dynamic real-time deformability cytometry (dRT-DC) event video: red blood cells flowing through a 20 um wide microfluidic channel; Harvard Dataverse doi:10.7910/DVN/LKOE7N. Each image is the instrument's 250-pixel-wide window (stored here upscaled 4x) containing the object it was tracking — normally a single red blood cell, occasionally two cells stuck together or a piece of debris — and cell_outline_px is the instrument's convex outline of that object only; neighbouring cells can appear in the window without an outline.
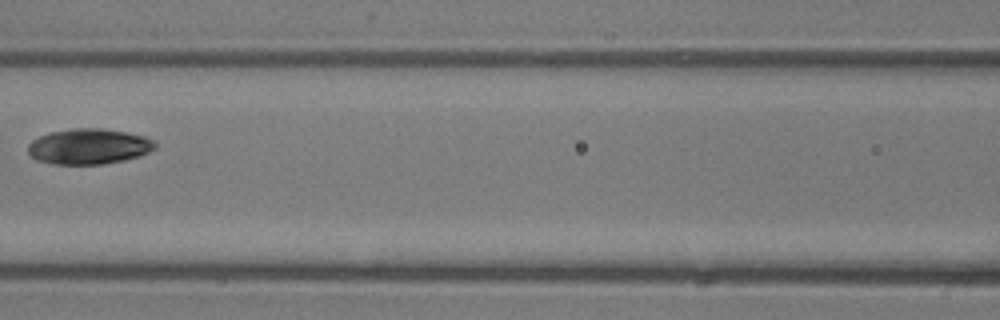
{"species": "common noctule bat (a hibernating species)", "species_latin": "Nyctalus noctula", "temperature_condition": "room temperature", "stored_images_in_passage": 4, "camera_frame_rate_fps": 3000, "um_per_image_px": 0.085, "animal": {"sex": "male", "body_mass_g": 13.3}, "frame": {"image": 1, "passage_image": 4, "time_ms": 3.333, "image_size_px": [1000, 320], "cell_outline_px": [[156, 148], [140, 156], [124, 160], [104, 164], [52, 164], [36, 160], [28, 152], [28, 144], [32, 140], [40, 136], [52, 132], [72, 128], [100, 128], [124, 132], [144, 136], [152, 140], [156, 144]], "centroid_in_image_um": [7.54, 12.45], "position_along_channel_um": 159.1, "area_um2": 26.24}}